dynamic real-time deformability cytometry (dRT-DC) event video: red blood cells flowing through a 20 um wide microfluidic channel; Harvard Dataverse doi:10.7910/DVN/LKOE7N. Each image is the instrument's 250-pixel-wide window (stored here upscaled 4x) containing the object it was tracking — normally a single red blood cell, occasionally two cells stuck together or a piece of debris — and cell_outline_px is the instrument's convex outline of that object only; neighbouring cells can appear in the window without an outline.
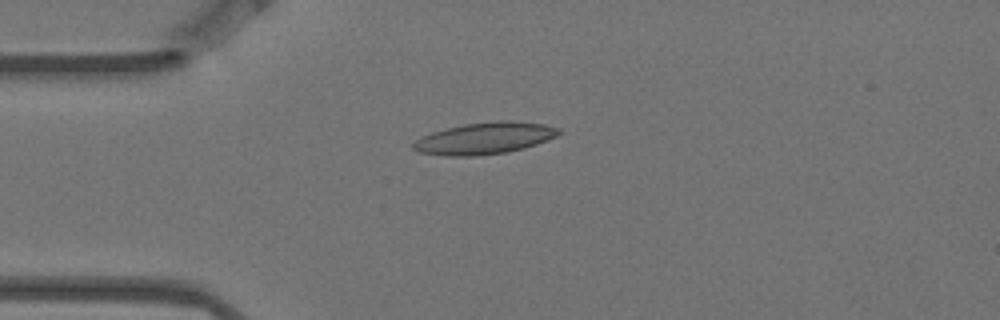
{"species": "Egyptian fruit bat (a non-hibernating species)", "species_latin": "Rousettus aegyptiacus", "temperature_condition": "warm", "stored_images_in_passage": 6, "camera_frame_rate_fps": 3000, "um_per_image_px": 0.085, "animal": {"sex": "female"}, "frame": {"image": 1, "passage_image": 6, "time_ms": 1.667, "image_size_px": [1000, 320], "cell_outline_px": [[560, 132], [556, 136], [536, 144], [524, 148], [508, 152], [472, 156], [444, 156], [420, 152], [412, 148], [412, 144], [416, 140], [432, 132], [464, 124], [500, 120], [512, 120], [544, 124], [560, 128]], "centroid_in_image_um": [41.2, 11.75], "position_along_channel_um": 43.8, "area_um2": 26.76}}